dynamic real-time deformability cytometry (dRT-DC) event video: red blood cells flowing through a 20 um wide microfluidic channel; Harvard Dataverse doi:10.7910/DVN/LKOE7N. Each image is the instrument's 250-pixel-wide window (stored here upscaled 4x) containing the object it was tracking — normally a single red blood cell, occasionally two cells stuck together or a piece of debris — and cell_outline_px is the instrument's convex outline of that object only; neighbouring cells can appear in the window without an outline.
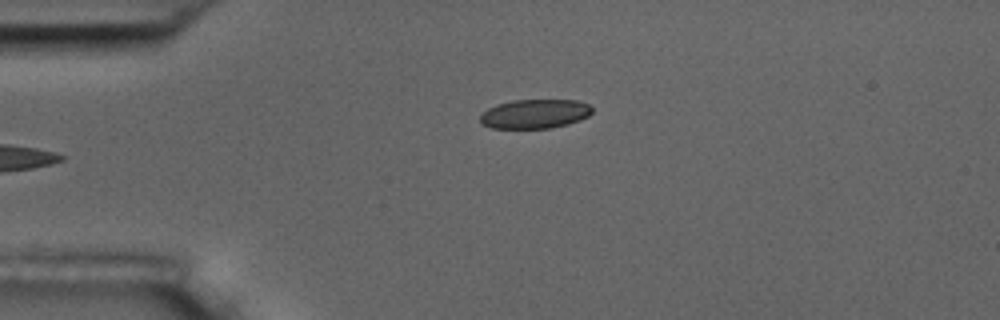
{"species": "common noctule bat (a hibernating species)", "species_latin": "Nyctalus noctula", "temperature_condition": "room temperature", "stored_images_in_passage": 6, "camera_frame_rate_fps": 3000, "um_per_image_px": 0.085, "animal": {"sex": "male", "body_mass_g": 17.5, "forearm_length_mm": 52.3}, "frame": {"image": 1, "passage_image": 6, "time_ms": 6.0, "image_size_px": [1000, 320], "cell_outline_px": [[592, 112], [588, 116], [580, 120], [568, 124], [552, 128], [492, 128], [480, 124], [480, 116], [488, 108], [496, 104], [512, 100], [576, 100], [588, 104], [592, 108]], "centroid_in_image_um": [45.45, 9.68], "position_along_channel_um": 39.6, "area_um2": 19.13}}